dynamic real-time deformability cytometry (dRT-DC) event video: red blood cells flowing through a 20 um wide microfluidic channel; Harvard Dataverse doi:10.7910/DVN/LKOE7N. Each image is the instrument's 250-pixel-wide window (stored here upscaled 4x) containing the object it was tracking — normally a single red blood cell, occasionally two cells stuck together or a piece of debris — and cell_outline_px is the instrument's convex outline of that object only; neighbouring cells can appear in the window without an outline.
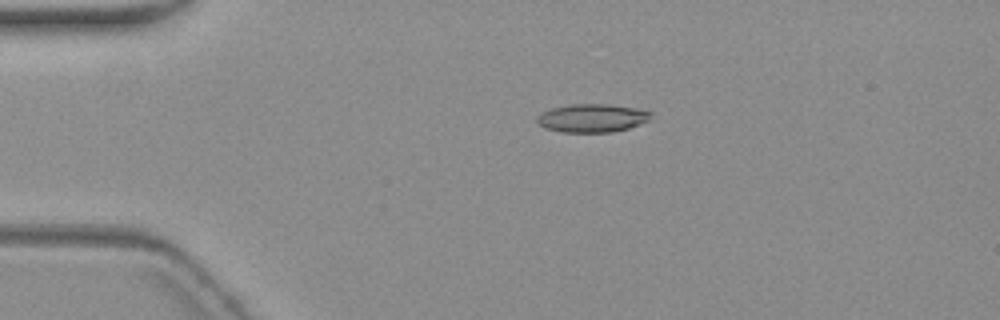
{"species": "common noctule bat (a hibernating species)", "species_latin": "Nyctalus noctula", "temperature_condition": "warm", "stored_images_in_passage": 6, "camera_frame_rate_fps": 3000, "um_per_image_px": 0.085, "animal": {"sex": "female", "body_mass_g": 19.3, "forearm_length_mm": 54.1}, "frame": {"image": 1, "passage_image": 4, "time_ms": 3.667, "image_size_px": [1000, 320], "cell_outline_px": [[652, 120], [628, 128], [612, 132], [560, 132], [544, 128], [536, 120], [536, 116], [552, 108], [572, 104], [608, 104], [636, 108], [652, 112]], "centroid_in_image_um": [50.36, 10.04], "position_along_channel_um": 34.6, "area_um2": 18.84}}
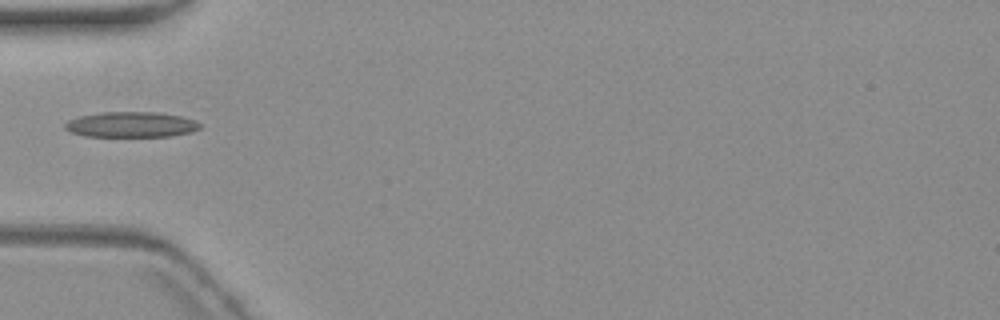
{"frame": {"image": 2, "passage_image": 6, "time_ms": 6.0, "image_size_px": [1000, 320], "cell_outline_px": [[200, 128], [192, 132], [168, 136], [84, 136], [72, 132], [64, 128], [64, 124], [68, 120], [80, 116], [100, 112], [156, 112], [180, 116], [192, 120], [200, 124]], "centroid_in_image_um": [11.11, 10.58], "position_along_channel_um": 73.9, "area_um2": 19.83}}